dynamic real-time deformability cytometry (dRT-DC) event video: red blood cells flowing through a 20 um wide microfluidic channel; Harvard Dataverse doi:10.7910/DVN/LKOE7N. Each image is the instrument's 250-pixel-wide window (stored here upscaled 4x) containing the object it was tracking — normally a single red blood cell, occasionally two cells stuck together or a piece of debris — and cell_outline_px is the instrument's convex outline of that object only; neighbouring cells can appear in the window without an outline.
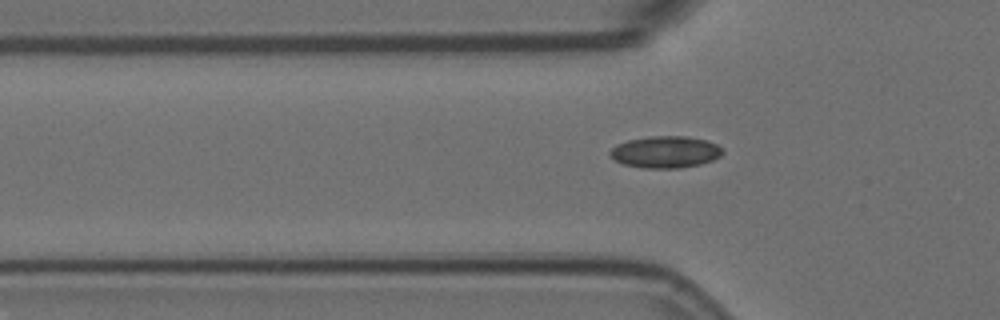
{"species": "Egyptian fruit bat (a non-hibernating species)", "species_latin": "Rousettus aegyptiacus", "temperature_condition": "room temperature", "stored_images_in_passage": 34, "camera_frame_rate_fps": 3000, "um_per_image_px": 0.085, "animal": {"sex": "female"}, "frame": {"image": 1, "passage_image": 4, "time_ms": 1.0, "image_size_px": [1000, 320], "cell_outline_px": [[724, 152], [720, 156], [712, 160], [700, 164], [680, 168], [644, 168], [624, 164], [616, 160], [608, 152], [616, 144], [628, 140], [648, 136], [688, 136], [708, 140], [724, 148]], "centroid_in_image_um": [56.59, 12.91], "position_along_channel_um": 69.2, "area_um2": 20.98}}
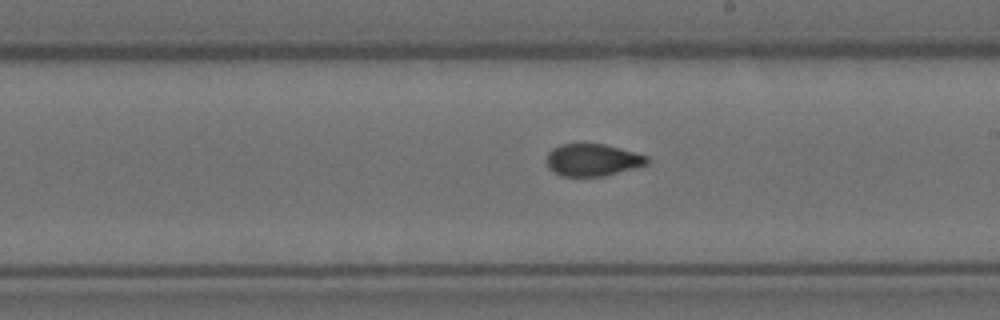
{"frame": {"image": 2, "passage_image": 18, "time_ms": 5.667, "image_size_px": [1000, 320], "cell_outline_px": [[648, 164], [636, 168], [604, 176], [560, 176], [552, 172], [548, 168], [548, 152], [552, 148], [560, 144], [604, 144], [648, 156]], "centroid_in_image_um": [50.36, 13.6], "position_along_channel_um": 238.6, "area_um2": 18.84}}
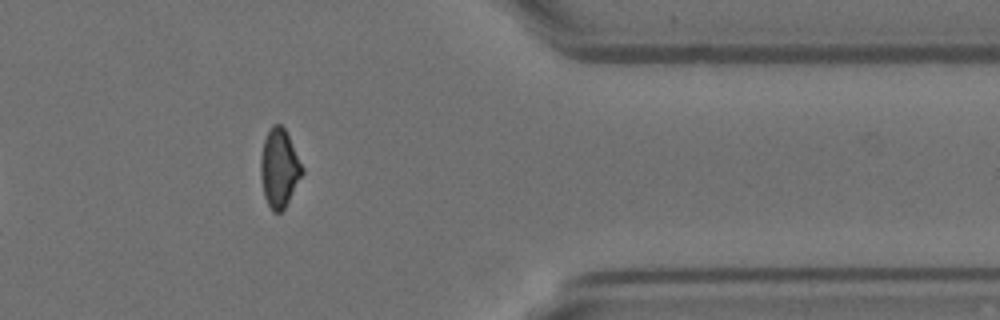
{"frame": {"image": 3, "passage_image": 32, "time_ms": 10.333, "image_size_px": [1000, 320], "cell_outline_px": [[304, 172], [284, 208], [280, 212], [272, 212], [264, 196], [260, 176], [260, 156], [264, 140], [272, 124], [280, 124], [284, 128], [304, 168]], "centroid_in_image_um": [23.72, 14.29], "position_along_channel_um": 387.7, "area_um2": 18.84}, "authors_computed_cell_mechanics": {"area_um2": 19.5942, "velocity_mm_per_s": 3.6117, "shape_relaxation_time_tau1_ms": 8.1209, "shape_relaxation_time_tau2_ms": 0.9963, "deformation_change_tau1": 0.1553, "deformation_change_tau2": 0.0462}}